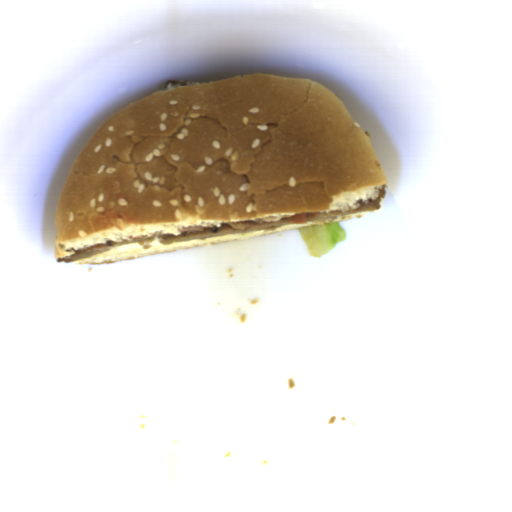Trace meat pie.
Segmentation results:
<instances>
[{"label":"meat pie","instance_id":"1","mask_svg":"<svg viewBox=\"0 0 512 512\" xmlns=\"http://www.w3.org/2000/svg\"><path fill=\"white\" fill-rule=\"evenodd\" d=\"M386 184L374 187L373 194L367 197L366 200H359L353 204L352 208H348L347 211L342 212L341 210H332L331 212H300L290 216H283L276 221L267 220H236V221H225L221 223L219 227H199L189 226L179 229V234H163L161 231H156L155 234L148 236L142 235L129 238H123V241H112L106 240L104 243H94L91 246L83 245L81 248H68L66 252H75L74 254L62 256L56 261L58 263H71L89 256L110 250L112 248L131 243H140L143 247H149V243L152 239L156 238L164 244H170L173 242L188 241L194 239H210L213 237H219L224 235H230L234 233H249L258 230H276L285 224H300L308 223L313 220H320L328 223H334L337 217L341 219H350L351 216L357 212L379 209L381 208V197L386 195ZM150 248V247H149Z\"/></svg>","mask_w":512,"mask_h":512},{"label":"meat pie","instance_id":"2","mask_svg":"<svg viewBox=\"0 0 512 512\" xmlns=\"http://www.w3.org/2000/svg\"><path fill=\"white\" fill-rule=\"evenodd\" d=\"M191 84H199L198 82H188L187 80L186 81H180V80H167L166 82V87L169 85V86H172V87H178V86H181V85H191Z\"/></svg>","mask_w":512,"mask_h":512}]
</instances>
